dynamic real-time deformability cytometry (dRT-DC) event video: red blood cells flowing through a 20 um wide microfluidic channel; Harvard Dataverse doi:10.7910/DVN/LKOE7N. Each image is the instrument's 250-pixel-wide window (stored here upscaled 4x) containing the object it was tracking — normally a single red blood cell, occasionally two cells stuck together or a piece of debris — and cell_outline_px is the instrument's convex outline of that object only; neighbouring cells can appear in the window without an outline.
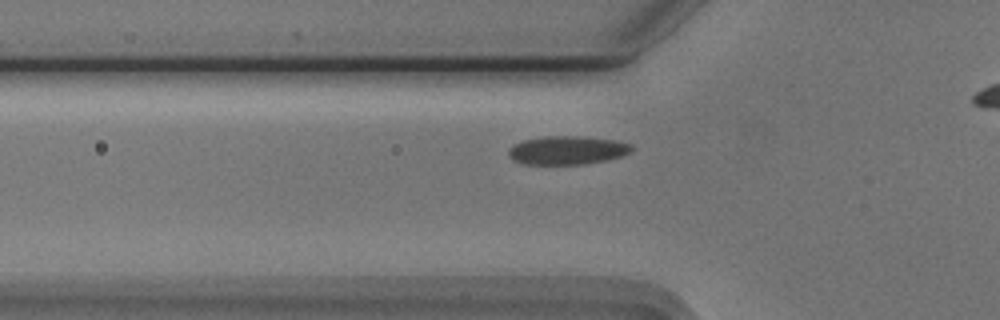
{"species": "Egyptian fruit bat (a non-hibernating species)", "species_latin": "Rousettus aegyptiacus", "temperature_condition": "cold", "stored_images_in_passage": 30, "camera_frame_rate_fps": 3000, "um_per_image_px": 0.085, "animal": {"sex": "male"}, "frame": {"image": 1, "passage_image": 3, "time_ms": 0.667, "image_size_px": [1000, 320], "cell_outline_px": [[632, 152], [608, 160], [584, 164], [520, 164], [512, 160], [508, 156], [508, 148], [512, 144], [524, 140], [544, 136], [584, 136], [616, 140], [632, 144]], "centroid_in_image_um": [48.19, 12.77], "position_along_channel_um": 77.6, "area_um2": 20.81}}
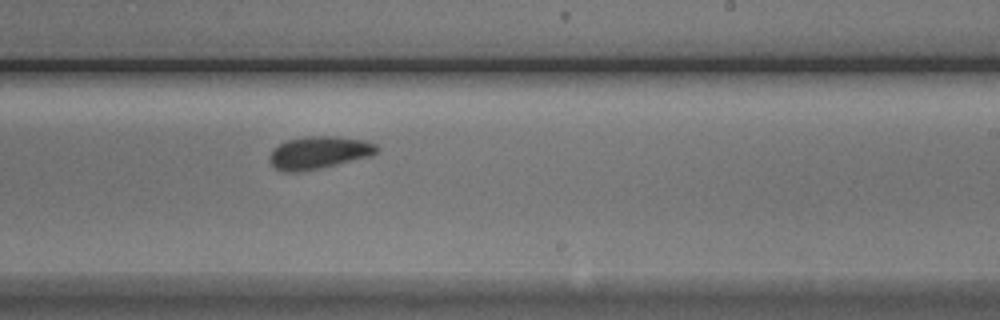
{"frame": {"image": 2, "passage_image": 18, "time_ms": 5.667, "image_size_px": [1000, 320], "cell_outline_px": [[380, 148], [376, 152], [368, 156], [320, 168], [300, 172], [284, 172], [276, 168], [268, 160], [268, 156], [272, 148], [288, 140], [308, 136], [336, 136], [364, 140], [376, 144]], "centroid_in_image_um": [27.06, 12.97], "position_along_channel_um": 261.9, "area_um2": 20.23}}
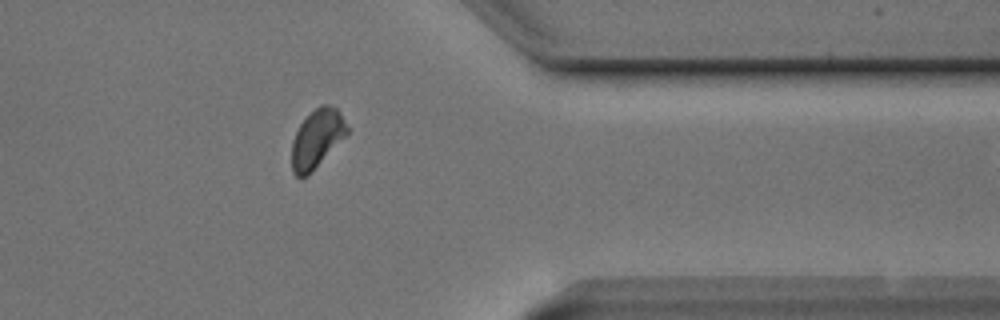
{"frame": {"image": 3, "passage_image": 29, "time_ms": 9.333, "image_size_px": [1000, 320], "cell_outline_px": [[348, 132], [308, 176], [300, 180], [292, 172], [292, 140], [300, 124], [320, 104], [328, 104], [336, 108], [340, 112], [348, 128]], "centroid_in_image_um": [26.91, 11.81], "position_along_channel_um": 384.5, "area_um2": 18.61}}